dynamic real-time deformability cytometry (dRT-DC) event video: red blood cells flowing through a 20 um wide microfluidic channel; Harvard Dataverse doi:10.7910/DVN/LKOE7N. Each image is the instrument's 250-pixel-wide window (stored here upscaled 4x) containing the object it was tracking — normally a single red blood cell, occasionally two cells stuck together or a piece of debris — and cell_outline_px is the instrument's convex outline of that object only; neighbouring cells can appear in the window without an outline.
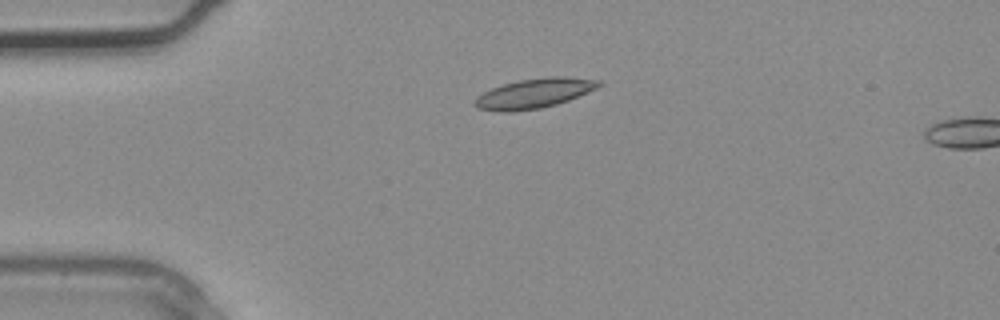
{"species": "common noctule bat (a hibernating species)", "species_latin": "Nyctalus noctula", "temperature_condition": "warm", "stored_images_in_passage": 3, "camera_frame_rate_fps": 3000, "um_per_image_px": 0.085, "animal": {"sex": "male", "body_mass_g": 20.4}, "frame": {"image": 1, "passage_image": 3, "time_ms": 0.667, "image_size_px": [1000, 320], "cell_outline_px": [[604, 84], [596, 88], [568, 100], [556, 104], [540, 108], [512, 112], [500, 112], [476, 108], [472, 104], [476, 96], [492, 88], [504, 84], [520, 80], [548, 76], [564, 76], [600, 80]], "centroid_in_image_um": [45.38, 7.94], "position_along_channel_um": 39.6, "area_um2": 21.5}}